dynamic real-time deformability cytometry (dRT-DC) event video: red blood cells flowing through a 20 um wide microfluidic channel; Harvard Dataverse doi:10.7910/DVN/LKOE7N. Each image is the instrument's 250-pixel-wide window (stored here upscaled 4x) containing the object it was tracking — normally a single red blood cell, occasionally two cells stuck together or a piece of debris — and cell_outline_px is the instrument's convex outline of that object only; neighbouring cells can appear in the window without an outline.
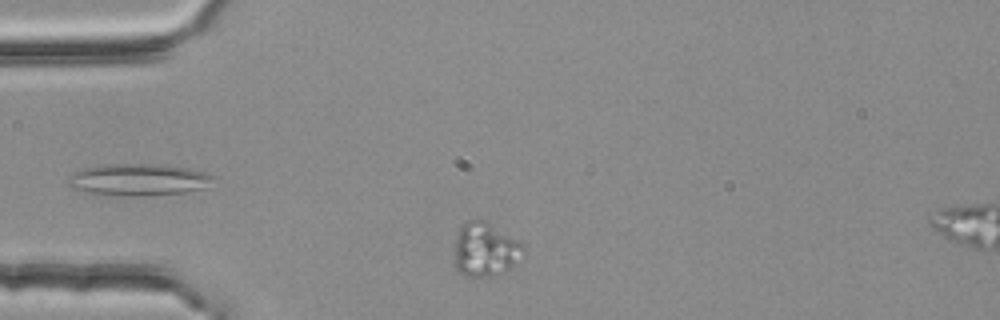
{"species": "common noctule bat (a hibernating species)", "species_latin": "Nyctalus noctula", "temperature_condition": "room temperature", "stored_images_in_passage": 5, "segment_of_instrument_passage": [1, 2], "camera_frame_rate_fps": 3000, "um_per_image_px": 0.085, "animal": {"sex": "female", "body_mass_g": 25.1}, "frame": {"image": 1, "passage_image": 2, "time_ms": 0.333, "image_size_px": [1000, 320], "cell_outline_px": [[524, 252], [508, 268], [492, 276], [464, 276], [456, 268], [456, 240], [460, 228], [468, 220], [484, 220], [520, 240], [524, 248]], "centroid_in_image_um": [41.25, 21.19], "position_along_channel_um": 43.7, "area_um2": 21.04}}